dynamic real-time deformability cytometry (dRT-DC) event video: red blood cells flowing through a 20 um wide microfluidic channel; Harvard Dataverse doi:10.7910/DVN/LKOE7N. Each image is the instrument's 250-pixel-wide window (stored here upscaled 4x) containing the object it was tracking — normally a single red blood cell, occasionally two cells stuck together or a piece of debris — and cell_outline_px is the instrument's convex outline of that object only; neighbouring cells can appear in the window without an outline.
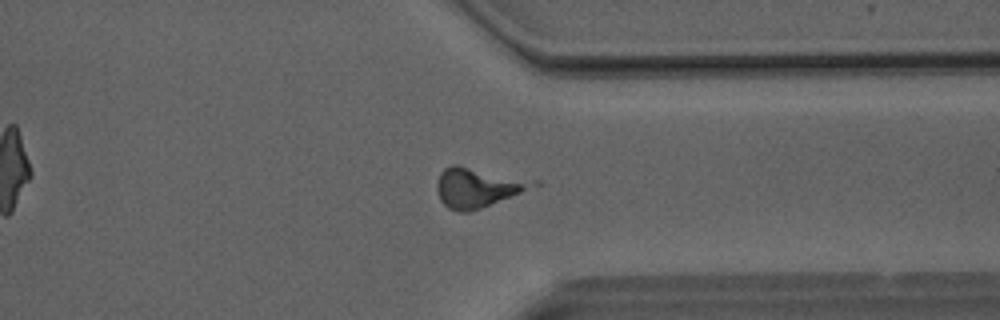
{"species": "Egyptian fruit bat (a non-hibernating species)", "species_latin": "Rousettus aegyptiacus", "temperature_condition": "room temperature", "stored_images_in_passage": 49, "camera_frame_rate_fps": 3000, "um_per_image_px": 0.085, "animal": {"sex": "male"}, "frame": {"image": 1, "passage_image": 38, "time_ms": 12.333, "image_size_px": [1000, 320], "cell_outline_px": [[540, 184], [480, 208], [468, 212], [460, 212], [448, 208], [440, 200], [436, 188], [436, 184], [440, 172], [444, 168], [452, 164], [456, 164], [540, 180]], "centroid_in_image_um": [40.59, 15.9], "position_along_channel_um": 370.8, "area_um2": 22.25}}
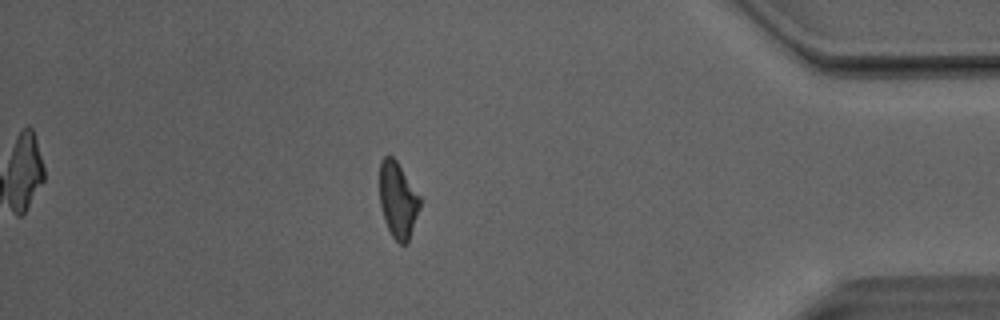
{"frame": {"image": 2, "passage_image": 43, "time_ms": 14.0, "image_size_px": [1000, 320], "cell_outline_px": [[420, 208], [408, 240], [404, 244], [400, 244], [392, 236], [384, 220], [380, 204], [380, 160], [384, 156], [392, 156], [396, 160], [420, 196]], "centroid_in_image_um": [33.81, 16.98], "position_along_channel_um": 401.4, "area_um2": 17.63}, "authors_computed_cell_mechanics": {"area_um2": 19.9988, "velocity_mm_per_s": 4.1194, "shape_relaxation_time_tau1_ms": null, "shape_relaxation_time_tau2_ms": 2.2669, "deformation_change_tau1": null, "deformation_change_tau2": 0.102}}